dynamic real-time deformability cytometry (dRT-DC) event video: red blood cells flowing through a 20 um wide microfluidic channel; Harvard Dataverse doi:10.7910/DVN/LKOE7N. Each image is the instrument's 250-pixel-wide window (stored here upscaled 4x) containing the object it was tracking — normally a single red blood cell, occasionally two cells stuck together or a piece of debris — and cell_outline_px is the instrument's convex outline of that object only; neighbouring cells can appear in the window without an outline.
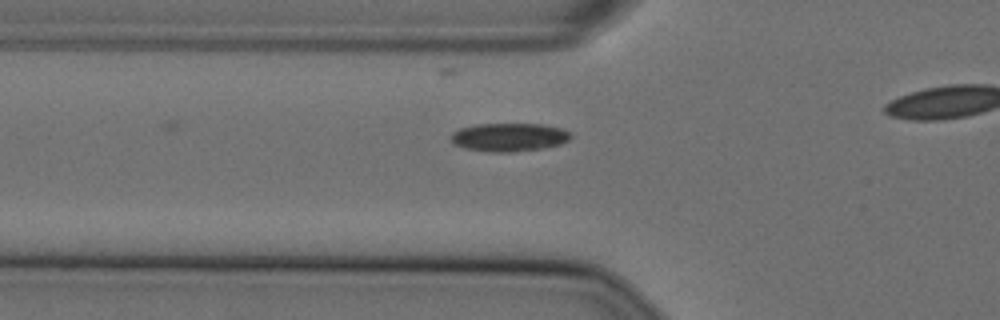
{"species": "Egyptian fruit bat (a non-hibernating species)", "species_latin": "Rousettus aegyptiacus", "temperature_condition": "cold", "stored_images_in_passage": 6, "camera_frame_rate_fps": 3000, "um_per_image_px": 0.085, "animal": {"sex": "female"}, "frame": {"image": 1, "passage_image": 6, "time_ms": 1.667, "image_size_px": [1000, 320], "cell_outline_px": [[572, 136], [568, 140], [560, 144], [544, 148], [512, 152], [488, 152], [464, 148], [452, 144], [452, 132], [460, 128], [476, 124], [540, 124], [560, 128], [572, 132]], "centroid_in_image_um": [43.26, 11.66], "position_along_channel_um": 82.5, "area_um2": 19.88}}